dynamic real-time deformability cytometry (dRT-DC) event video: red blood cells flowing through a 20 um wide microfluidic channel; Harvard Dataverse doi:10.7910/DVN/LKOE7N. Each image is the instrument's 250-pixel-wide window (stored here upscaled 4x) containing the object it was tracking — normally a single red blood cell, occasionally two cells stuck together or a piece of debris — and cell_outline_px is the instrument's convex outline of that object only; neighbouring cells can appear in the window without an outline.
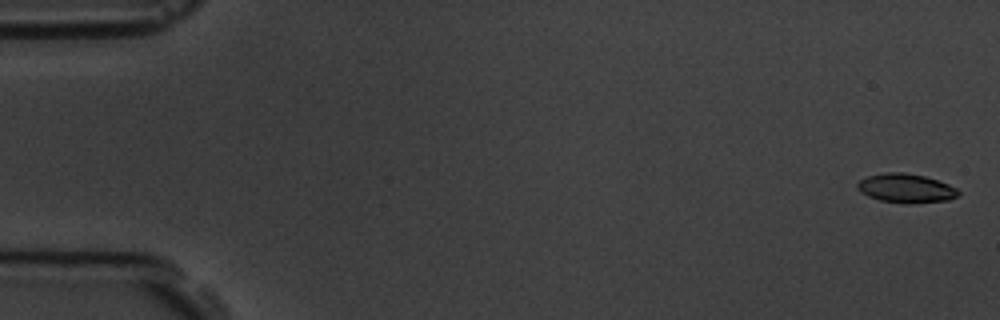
{"species": "common noctule bat (a hibernating species)", "species_latin": "Nyctalus noctula", "temperature_condition": "room temperature", "stored_images_in_passage": 6, "segment_of_instrument_passage": [2, 2], "camera_frame_rate_fps": 3000, "um_per_image_px": 0.085, "animal": {"sex": "male", "body_mass_g": 19.5, "forearm_length_mm": 54.6}, "frame": {"image": 1, "passage_image": 6, "time_ms": 6.333, "image_size_px": [1000, 320], "cell_outline_px": [[960, 192], [956, 196], [948, 200], [912, 204], [908, 204], [880, 200], [868, 196], [860, 192], [856, 188], [856, 184], [860, 180], [868, 176], [888, 172], [904, 172], [924, 176], [948, 184], [956, 188]], "centroid_in_image_um": [76.98, 16.01], "position_along_channel_um": 8.0, "area_um2": 17.05}}